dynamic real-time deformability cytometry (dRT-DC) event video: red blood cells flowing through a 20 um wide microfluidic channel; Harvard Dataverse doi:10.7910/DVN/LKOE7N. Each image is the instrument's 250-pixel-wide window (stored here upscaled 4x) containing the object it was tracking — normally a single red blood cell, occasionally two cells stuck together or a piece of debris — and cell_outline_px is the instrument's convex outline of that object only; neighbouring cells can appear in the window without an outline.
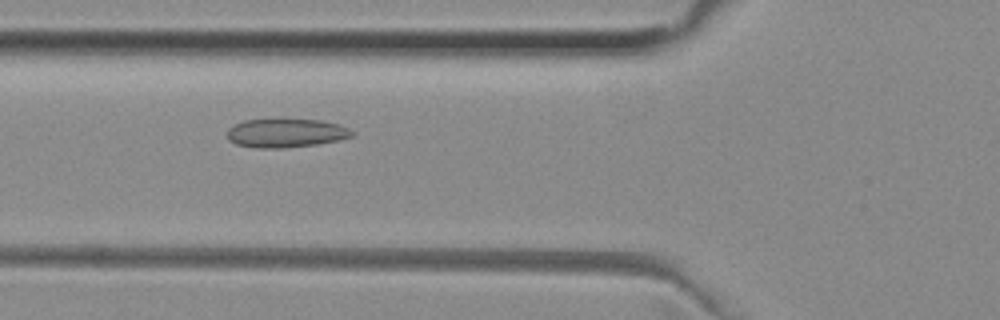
{"species": "common noctule bat (a hibernating species)", "species_latin": "Nyctalus noctula", "temperature_condition": "room temperature", "stored_images_in_passage": 42, "camera_frame_rate_fps": 3000, "um_per_image_px": 0.085, "animal": {"sex": "female", "body_mass_g": 29.2, "forearm_length_mm": 56.3}, "frame": {"image": 1, "passage_image": 9, "time_ms": 2.667, "image_size_px": [1000, 320], "cell_outline_px": [[356, 132], [352, 136], [340, 140], [316, 144], [284, 148], [256, 148], [236, 144], [228, 140], [228, 128], [244, 120], [276, 116], [320, 120], [340, 124]], "centroid_in_image_um": [24.3, 11.26], "position_along_channel_um": 101.5, "area_um2": 21.91}}
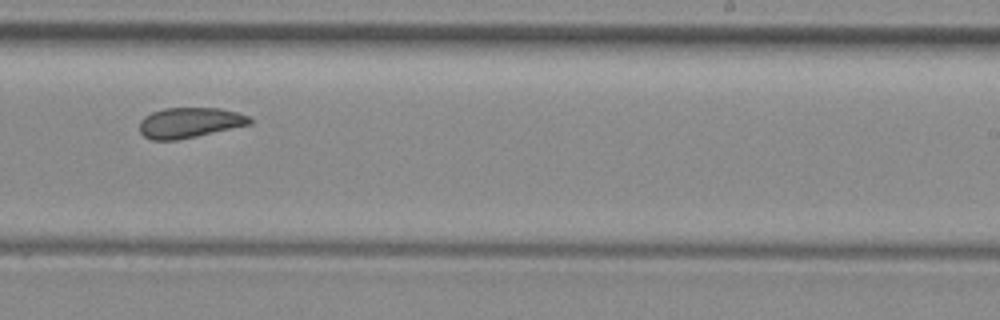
{"frame": {"image": 2, "passage_image": 22, "time_ms": 7.0, "image_size_px": [1000, 320], "cell_outline_px": [[252, 124], [196, 136], [176, 140], [152, 140], [144, 136], [140, 132], [140, 120], [144, 116], [152, 112], [164, 108], [220, 108], [236, 112], [248, 116], [252, 120]], "centroid_in_image_um": [16.1, 10.42], "position_along_channel_um": 272.9, "area_um2": 19.42}}
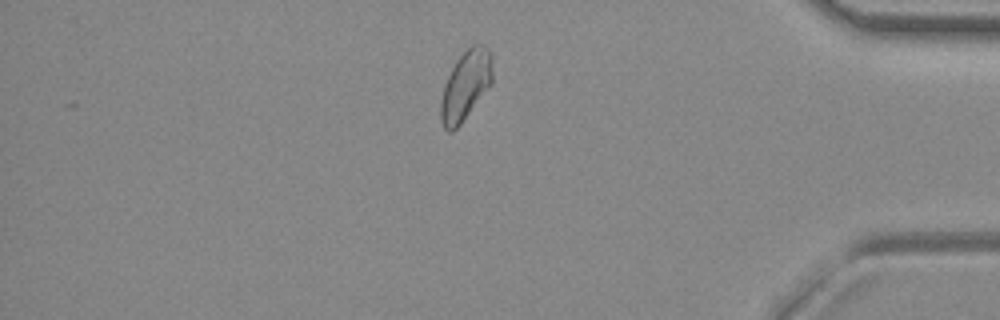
{"frame": {"image": 3, "passage_image": 34, "time_ms": 11.0, "image_size_px": [1000, 320], "cell_outline_px": [[492, 84], [460, 124], [452, 132], [448, 132], [444, 128], [440, 120], [440, 104], [444, 84], [456, 60], [472, 44], [484, 44], [488, 48], [492, 56]], "centroid_in_image_um": [39.58, 7.26], "position_along_channel_um": 395.6, "area_um2": 20.98}, "authors_computed_cell_mechanics": {"area_um2": 20.6924, "velocity_mm_per_s": 3.9583, "shape_relaxation_time_tau1_ms": null, "shape_relaxation_time_tau2_ms": 2.379, "deformation_change_tau1": null, "deformation_change_tau2": 0.0748}}